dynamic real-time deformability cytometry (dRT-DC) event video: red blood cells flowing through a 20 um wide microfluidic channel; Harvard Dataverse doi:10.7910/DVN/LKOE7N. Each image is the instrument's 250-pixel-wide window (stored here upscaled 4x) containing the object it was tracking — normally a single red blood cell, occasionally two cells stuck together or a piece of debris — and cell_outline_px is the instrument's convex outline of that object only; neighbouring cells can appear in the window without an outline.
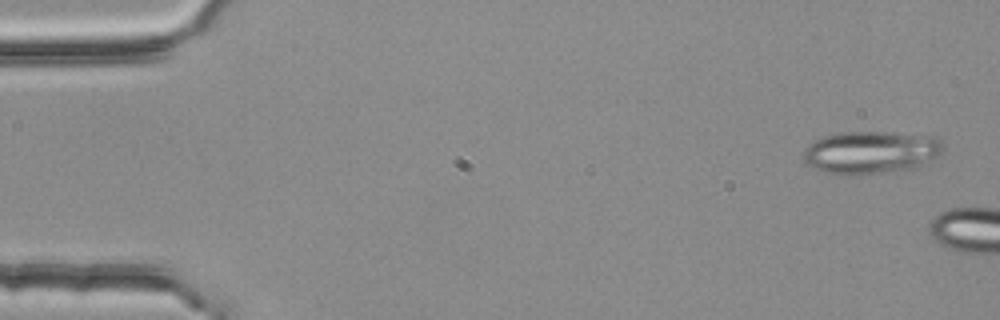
{"species": "common noctule bat (a hibernating species)", "species_latin": "Nyctalus noctula", "temperature_condition": "room temperature", "stored_images_in_passage": 2, "camera_frame_rate_fps": 3000, "um_per_image_px": 0.085, "animal": {"sex": "female", "body_mass_g": 25.1}, "frame": {"image": 1, "passage_image": 1, "time_ms": 0.0, "image_size_px": [1000, 320], "cell_outline_px": [[944, 148], [936, 156], [924, 164], [916, 168], [848, 176], [840, 176], [824, 172], [812, 168], [808, 164], [804, 156], [804, 148], [808, 144], [820, 136], [840, 132], [884, 132], [936, 136], [940, 140]], "centroid_in_image_um": [73.97, 12.95], "position_along_channel_um": 11.0, "area_um2": 35.03}}